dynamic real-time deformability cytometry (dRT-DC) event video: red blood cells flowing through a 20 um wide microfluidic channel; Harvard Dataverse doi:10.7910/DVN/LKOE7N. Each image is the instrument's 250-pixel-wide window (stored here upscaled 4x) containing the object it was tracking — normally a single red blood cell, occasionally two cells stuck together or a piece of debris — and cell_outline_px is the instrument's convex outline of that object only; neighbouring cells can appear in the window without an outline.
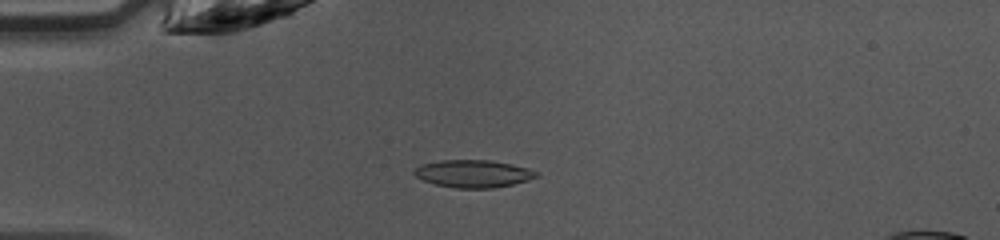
{"species": "common noctule bat (a hibernating species)", "species_latin": "Nyctalus noctula", "temperature_condition": "warm", "stored_images_in_passage": 46, "camera_frame_rate_fps": 3000, "um_per_image_px": 0.085, "animal": {"sex": "female", "body_mass_g": 10.0, "forearm_length_mm": 53.1}, "frame": {"image": 1, "passage_image": 12, "time_ms": 3.667, "image_size_px": [1000, 240], "cell_outline_px": [[540, 176], [528, 180], [512, 184], [492, 188], [456, 188], [436, 184], [424, 180], [416, 176], [412, 172], [420, 164], [440, 160], [488, 160], [512, 164], [528, 168], [536, 172]], "centroid_in_image_um": [40.22, 14.75], "position_along_channel_um": 44.8, "area_um2": 19.48}}
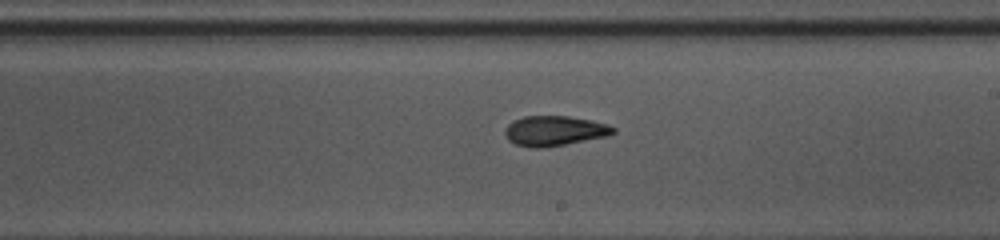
{"frame": {"image": 2, "passage_image": 27, "time_ms": 8.667, "image_size_px": [1000, 240], "cell_outline_px": [[616, 132], [608, 136], [544, 148], [528, 148], [516, 144], [508, 140], [504, 132], [504, 128], [512, 120], [524, 116], [568, 116], [592, 120], [608, 124], [616, 128]], "centroid_in_image_um": [47.12, 11.12], "position_along_channel_um": 241.9, "area_um2": 19.19}}
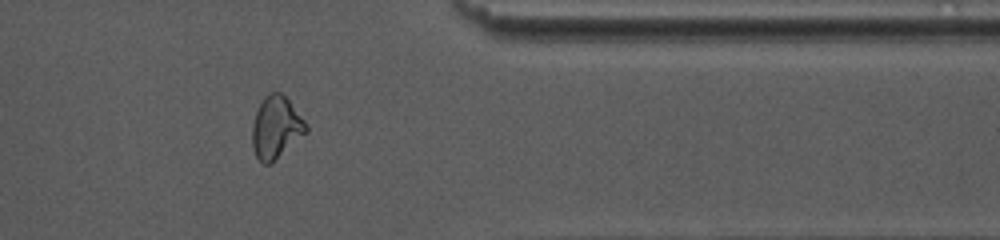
{"frame": {"image": 3, "passage_image": 38, "time_ms": 12.333, "image_size_px": [1000, 240], "cell_outline_px": [[308, 132], [268, 164], [264, 164], [256, 156], [252, 148], [252, 124], [256, 112], [264, 96], [272, 92], [280, 92], [288, 100], [304, 120], [308, 128]], "centroid_in_image_um": [23.45, 10.82], "position_along_channel_um": 388.0, "area_um2": 19.13}, "authors_computed_cell_mechanics": {"area_um2": 18.785, "velocity_mm_per_s": 4.2772, "shape_relaxation_time_tau1_ms": 7.5368, "shape_relaxation_time_tau2_ms": 2.2269, "deformation_change_tau1": 0.2255, "deformation_change_tau2": 0.062}}